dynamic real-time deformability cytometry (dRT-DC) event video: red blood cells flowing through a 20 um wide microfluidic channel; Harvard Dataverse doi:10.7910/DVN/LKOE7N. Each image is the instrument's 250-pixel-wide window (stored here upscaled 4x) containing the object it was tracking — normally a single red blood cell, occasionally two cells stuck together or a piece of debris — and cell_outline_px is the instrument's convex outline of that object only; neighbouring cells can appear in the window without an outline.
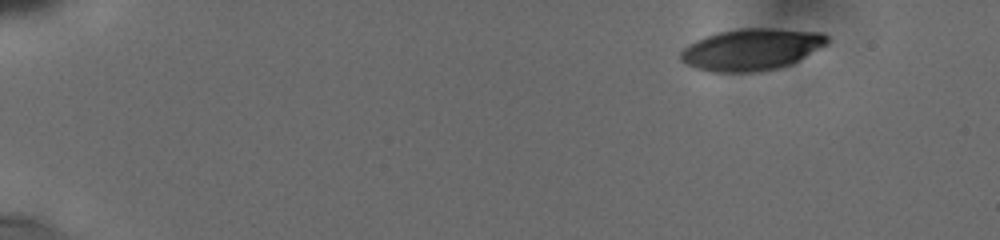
{"species": "human", "species_latin": "Homo sapiens", "temperature_condition": "cold", "stored_images_in_passage": 92, "camera_frame_rate_fps": 3000, "um_per_image_px": 0.085, "donor": {"sex": "male"}, "frame": {"image": 1, "passage_image": 1, "time_ms": 0.0, "image_size_px": [1000, 240], "cell_outline_px": [[832, 40], [828, 44], [792, 64], [776, 68], [752, 72], [712, 72], [696, 68], [680, 60], [680, 52], [688, 44], [696, 40], [720, 32], [744, 28], [768, 28], [824, 32]], "centroid_in_image_um": [63.93, 4.2], "position_along_channel_um": 21.1, "area_um2": 35.6}}
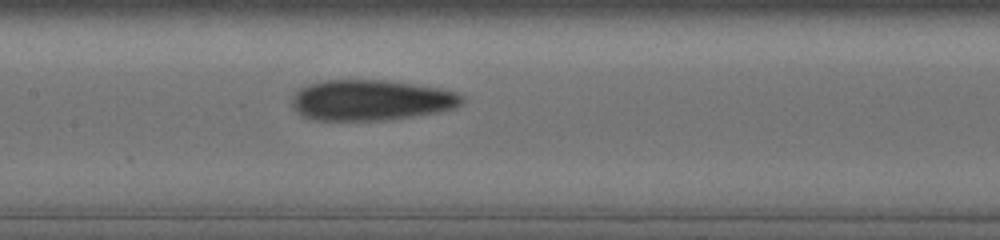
{"frame": {"image": 2, "passage_image": 40, "time_ms": 7.667, "image_size_px": [1000, 240], "cell_outline_px": [[464, 100], [460, 104], [452, 108], [436, 112], [412, 116], [380, 120], [316, 120], [300, 116], [296, 112], [292, 104], [292, 96], [300, 88], [308, 84], [324, 80], [384, 80], [412, 84], [436, 88], [456, 92], [464, 96]], "centroid_in_image_um": [31.47, 8.51], "position_along_channel_um": 175.9, "area_um2": 40.0}}
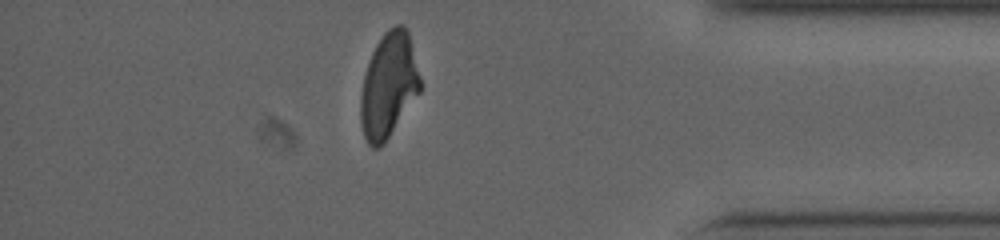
{"frame": {"image": 3, "passage_image": 78, "time_ms": 14.333, "image_size_px": [1000, 240], "cell_outline_px": [[420, 92], [384, 144], [380, 148], [372, 148], [368, 144], [364, 136], [360, 120], [360, 96], [364, 76], [372, 52], [376, 44], [384, 32], [388, 28], [396, 24], [404, 24], [408, 28], [420, 76]], "centroid_in_image_um": [33.03, 7.24], "position_along_channel_um": 402.2, "area_um2": 36.65}, "authors_computed_cell_mechanics": {"area_um2": 37.859, "velocity_mm_per_s": 3.7778, "shape_relaxation_time_tau1_ms": 7.6539, "shape_relaxation_time_tau2_ms": 2.8691, "deformation_change_tau1": 0.1936, "deformation_change_tau2": 0.1032}}